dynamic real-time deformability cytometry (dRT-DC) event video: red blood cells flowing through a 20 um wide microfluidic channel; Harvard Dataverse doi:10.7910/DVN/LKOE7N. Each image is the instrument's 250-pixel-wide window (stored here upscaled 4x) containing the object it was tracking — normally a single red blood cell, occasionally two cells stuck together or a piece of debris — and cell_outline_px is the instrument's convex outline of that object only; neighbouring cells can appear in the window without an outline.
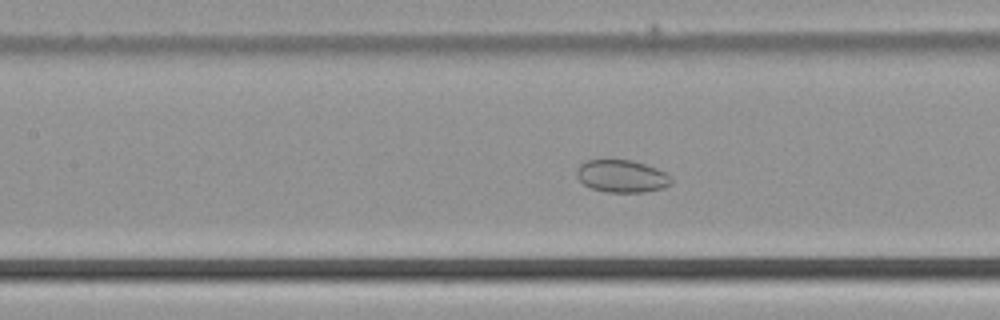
{"species": "common noctule bat (a hibernating species)", "species_latin": "Nyctalus noctula", "temperature_condition": "cold", "stored_images_in_passage": 52, "camera_frame_rate_fps": 3000, "um_per_image_px": 0.085, "animal": {"sex": "male", "body_mass_g": 21.5, "forearm_length_mm": 52.0}, "frame": {"image": 1, "passage_image": 24, "time_ms": 7.667, "image_size_px": [1000, 320], "cell_outline_px": [[672, 184], [664, 188], [644, 192], [608, 192], [592, 188], [584, 184], [576, 176], [576, 172], [580, 164], [588, 160], [632, 160], [668, 172], [672, 180]], "centroid_in_image_um": [52.89, 14.98], "position_along_channel_um": 154.5, "area_um2": 17.92}}
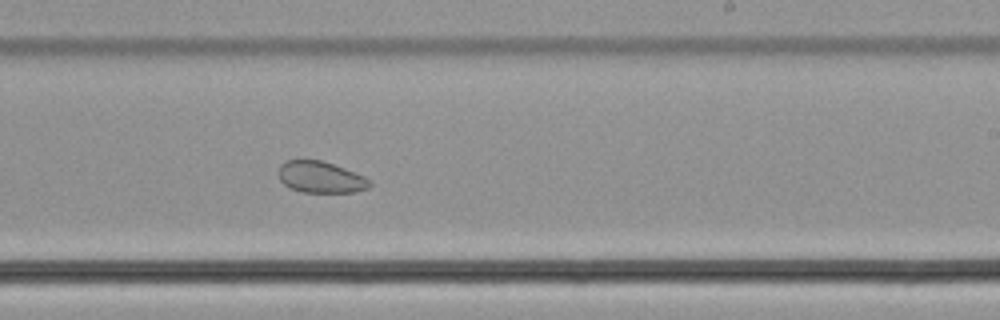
{"frame": {"image": 2, "passage_image": 32, "time_ms": 10.333, "image_size_px": [1000, 320], "cell_outline_px": [[372, 184], [368, 188], [356, 192], [304, 192], [288, 188], [280, 180], [280, 164], [288, 160], [320, 160], [344, 168], [364, 176], [372, 180]], "centroid_in_image_um": [27.28, 15.07], "position_along_channel_um": 261.7, "area_um2": 16.65}}
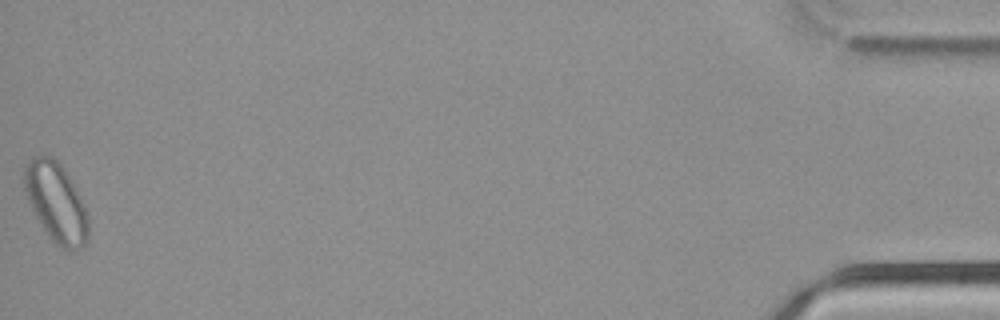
{"frame": {"image": 3, "passage_image": 52, "time_ms": 17.0, "image_size_px": [1000, 320], "cell_outline_px": [[88, 236], [84, 248], [72, 252], [68, 252], [60, 248], [48, 236], [36, 216], [24, 192], [24, 168], [32, 156], [52, 156], [60, 164], [68, 176], [88, 212]], "centroid_in_image_um": [4.78, 17.26], "position_along_channel_um": 430.4, "area_um2": 29.65}}